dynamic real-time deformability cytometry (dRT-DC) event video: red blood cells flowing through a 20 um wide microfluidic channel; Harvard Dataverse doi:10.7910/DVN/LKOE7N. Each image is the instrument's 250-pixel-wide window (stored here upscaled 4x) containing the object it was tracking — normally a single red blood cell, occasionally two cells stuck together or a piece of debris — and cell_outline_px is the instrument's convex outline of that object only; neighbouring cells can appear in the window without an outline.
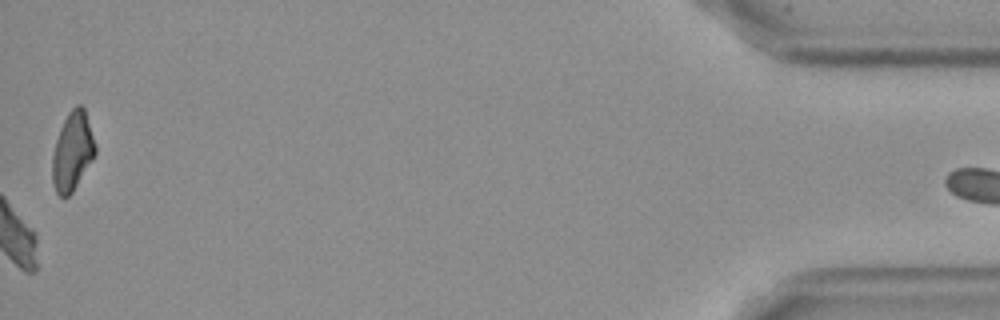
{"species": "Egyptian fruit bat (a non-hibernating species)", "species_latin": "Rousettus aegyptiacus", "temperature_condition": "cold", "stored_images_in_passage": 53, "camera_frame_rate_fps": 3000, "um_per_image_px": 0.085, "frame": {"image": 1, "passage_image": 53, "time_ms": 17.333, "image_size_px": [1000, 320], "cell_outline_px": [[96, 152], [92, 160], [72, 192], [68, 196], [60, 196], [56, 192], [52, 180], [52, 156], [56, 140], [60, 128], [68, 112], [76, 104], [80, 104], [84, 108], [96, 144]], "centroid_in_image_um": [6.16, 12.84], "position_along_channel_um": 429.0, "area_um2": 19.54}, "authors_computed_cell_mechanics": {"area_um2": 20.519, "velocity_mm_per_s": 3.5727, "shape_relaxation_time_tau1_ms": 6.4595, "shape_relaxation_time_tau2_ms": null, "deformation_change_tau1": 0.2365, "deformation_change_tau2": null}}